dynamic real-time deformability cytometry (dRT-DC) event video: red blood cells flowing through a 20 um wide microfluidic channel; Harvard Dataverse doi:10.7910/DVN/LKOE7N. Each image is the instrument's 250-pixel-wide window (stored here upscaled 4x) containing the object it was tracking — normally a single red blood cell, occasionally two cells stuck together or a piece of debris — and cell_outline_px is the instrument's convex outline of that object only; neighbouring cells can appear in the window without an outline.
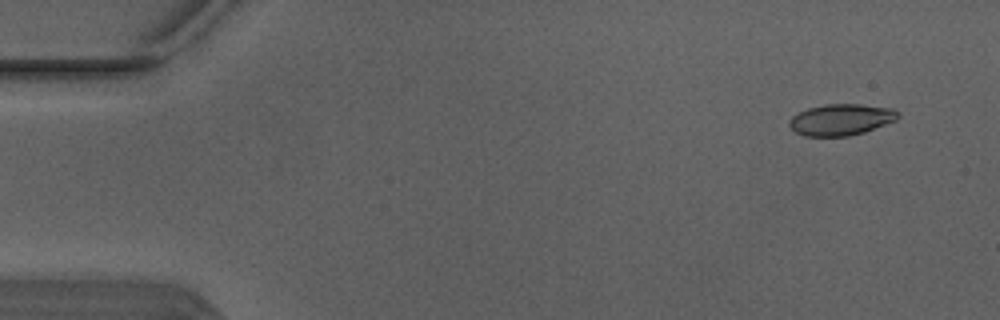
{"species": "Egyptian fruit bat (a non-hibernating species)", "species_latin": "Rousettus aegyptiacus", "temperature_condition": "warm", "stored_images_in_passage": 2, "segment_of_instrument_passage": [2, 2], "camera_frame_rate_fps": 3000, "um_per_image_px": 0.085, "animal": {"sex": "male"}, "frame": {"image": 1, "passage_image": 2, "time_ms": 0.333, "image_size_px": [1000, 320], "cell_outline_px": [[900, 116], [896, 120], [864, 132], [848, 136], [804, 136], [796, 132], [788, 124], [788, 120], [792, 116], [808, 108], [824, 104], [860, 104], [892, 108], [900, 112]], "centroid_in_image_um": [71.5, 10.16], "position_along_channel_um": 13.5, "area_um2": 19.88}}